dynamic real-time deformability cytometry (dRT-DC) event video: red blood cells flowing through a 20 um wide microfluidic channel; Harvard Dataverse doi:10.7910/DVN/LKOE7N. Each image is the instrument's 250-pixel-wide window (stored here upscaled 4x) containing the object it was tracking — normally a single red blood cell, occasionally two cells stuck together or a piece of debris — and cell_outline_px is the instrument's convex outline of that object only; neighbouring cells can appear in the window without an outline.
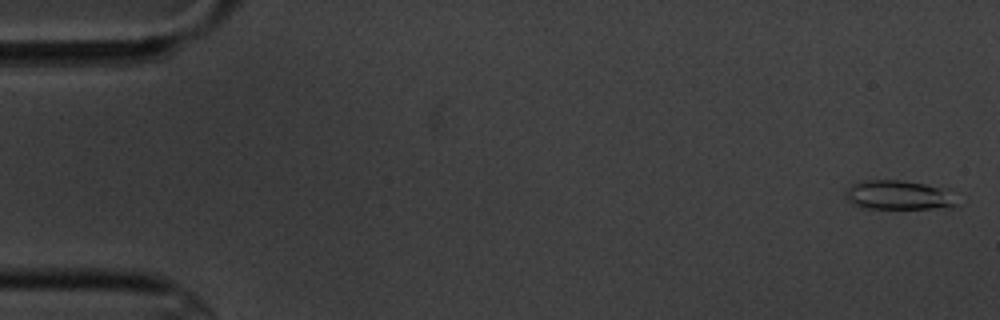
{"species": "common noctule bat (a hibernating species)", "species_latin": "Nyctalus noctula", "temperature_condition": "cold", "stored_images_in_passage": 6, "segment_of_instrument_passage": [2, 2], "camera_frame_rate_fps": 3000, "um_per_image_px": 0.085, "animal": {"sex": "male", "body_mass_g": 20.1, "forearm_length_mm": 53.5}, "frame": {"image": 1, "passage_image": 6, "time_ms": 6.0, "image_size_px": [1000, 320], "cell_outline_px": [[956, 204], [952, 208], [860, 208], [852, 204], [844, 196], [844, 192], [852, 184], [868, 180], [900, 180], [924, 184], [940, 188]], "centroid_in_image_um": [76.23, 16.59], "position_along_channel_um": 8.8, "area_um2": 18.44}}